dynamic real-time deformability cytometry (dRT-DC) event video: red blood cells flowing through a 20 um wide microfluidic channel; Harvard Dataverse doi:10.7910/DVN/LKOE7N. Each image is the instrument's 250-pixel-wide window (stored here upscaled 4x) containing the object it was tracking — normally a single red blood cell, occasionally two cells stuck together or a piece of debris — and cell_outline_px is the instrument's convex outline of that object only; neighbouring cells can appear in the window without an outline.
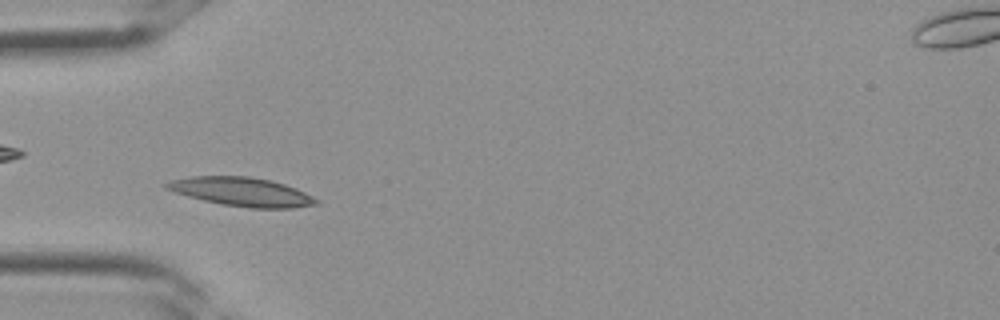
{"species": "Egyptian fruit bat (a non-hibernating species)", "species_latin": "Rousettus aegyptiacus", "temperature_condition": "room temperature", "stored_images_in_passage": 29, "camera_frame_rate_fps": 3000, "um_per_image_px": 0.085, "frame": {"image": 1, "passage_image": 5, "time_ms": 1.333, "image_size_px": [1000, 320], "cell_outline_px": [[320, 204], [292, 208], [252, 208], [220, 204], [188, 196], [164, 188], [164, 184], [172, 180], [188, 176], [248, 176], [272, 180], [296, 188], [320, 200]], "centroid_in_image_um": [20.57, 16.3], "position_along_channel_um": 64.4, "area_um2": 25.14}}
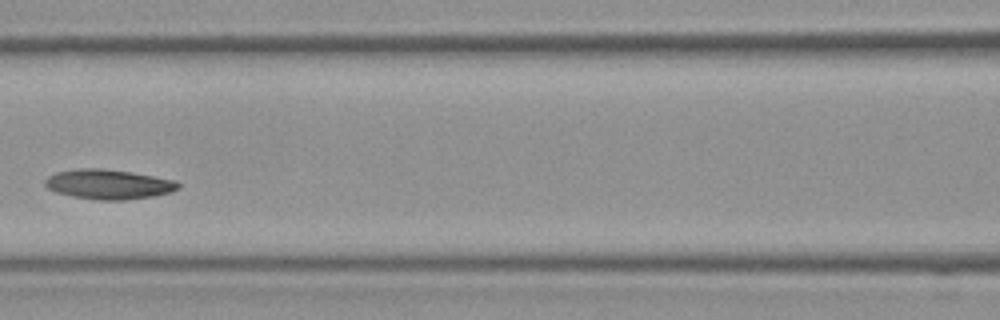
{"frame": {"image": 2, "passage_image": 10, "time_ms": 3.0, "image_size_px": [1000, 320], "cell_outline_px": [[180, 188], [172, 192], [152, 196], [124, 200], [96, 200], [72, 196], [56, 192], [48, 188], [44, 184], [44, 180], [48, 176], [56, 172], [76, 168], [104, 168], [132, 172], [176, 180], [180, 184]], "centroid_in_image_um": [9.23, 15.65], "position_along_channel_um": 157.4, "area_um2": 23.29}}
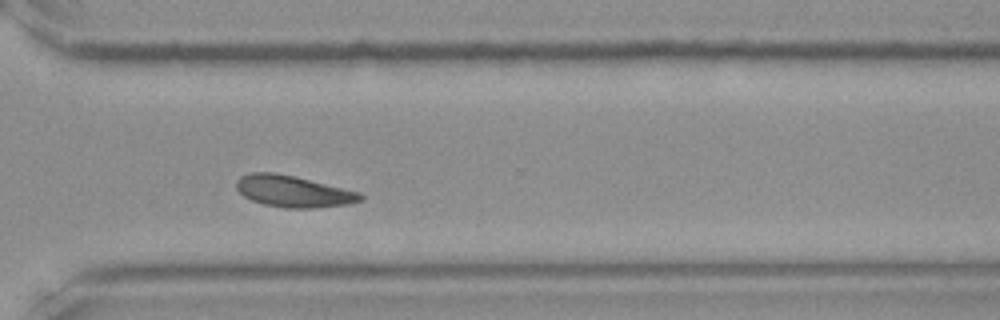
{"frame": {"image": 3, "passage_image": 20, "time_ms": 6.333, "image_size_px": [1000, 320], "cell_outline_px": [[364, 200], [348, 204], [312, 208], [284, 208], [264, 204], [252, 200], [244, 196], [236, 188], [236, 180], [240, 176], [252, 172], [272, 172], [292, 176], [360, 192], [364, 196]], "centroid_in_image_um": [24.92, 16.27], "position_along_channel_um": 345.7, "area_um2": 22.6}}